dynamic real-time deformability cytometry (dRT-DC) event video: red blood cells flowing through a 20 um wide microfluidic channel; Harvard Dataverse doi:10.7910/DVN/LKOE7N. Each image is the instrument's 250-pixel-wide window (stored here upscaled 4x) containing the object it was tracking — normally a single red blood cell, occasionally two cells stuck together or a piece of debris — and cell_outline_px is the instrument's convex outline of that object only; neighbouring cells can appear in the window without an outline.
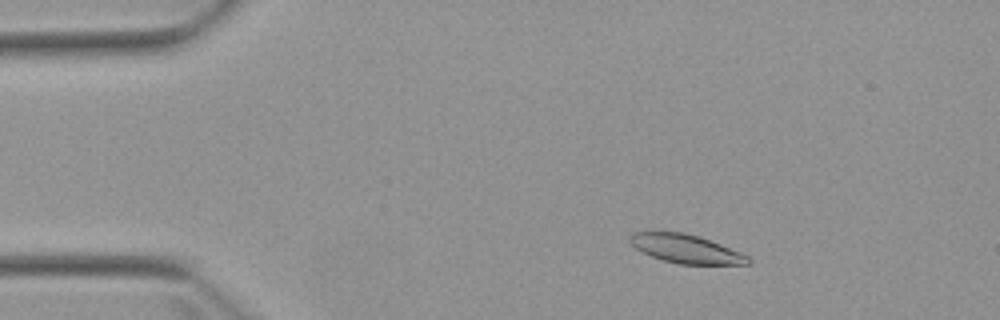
{"species": "Egyptian fruit bat (a non-hibernating species)", "species_latin": "Rousettus aegyptiacus", "temperature_condition": "warm", "stored_images_in_passage": 5, "camera_frame_rate_fps": 3000, "um_per_image_px": 0.085, "animal": {"sex": "female"}, "frame": {"image": 1, "passage_image": 3, "time_ms": 2.333, "image_size_px": [1000, 320], "cell_outline_px": [[752, 260], [748, 264], [680, 264], [664, 260], [652, 256], [636, 248], [628, 240], [628, 236], [632, 232], [680, 232], [696, 236], [720, 244], [740, 252], [748, 256]], "centroid_in_image_um": [58.29, 21.15], "position_along_channel_um": 26.7, "area_um2": 19.31}}